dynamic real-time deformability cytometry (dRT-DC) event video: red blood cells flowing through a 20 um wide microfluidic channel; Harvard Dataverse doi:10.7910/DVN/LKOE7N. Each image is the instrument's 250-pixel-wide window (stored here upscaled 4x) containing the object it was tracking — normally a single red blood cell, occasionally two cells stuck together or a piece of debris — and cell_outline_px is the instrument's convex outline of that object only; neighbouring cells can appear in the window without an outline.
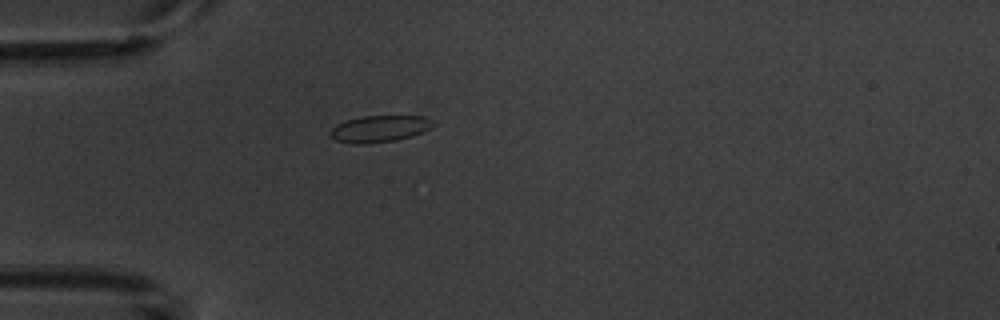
{"species": "common noctule bat (a hibernating species)", "species_latin": "Nyctalus noctula", "temperature_condition": "warm", "stored_images_in_passage": 5, "camera_frame_rate_fps": 3000, "um_per_image_px": 0.085, "animal": {"sex": "male", "body_mass_g": 20.1, "forearm_length_mm": 53.5}, "frame": {"image": 1, "passage_image": 5, "time_ms": 4.333, "image_size_px": [1000, 320], "cell_outline_px": [[436, 124], [412, 136], [396, 140], [364, 144], [352, 144], [336, 140], [328, 132], [336, 124], [344, 120], [364, 116], [424, 116], [432, 120]], "centroid_in_image_um": [32.22, 10.94], "position_along_channel_um": 52.8, "area_um2": 15.95}}